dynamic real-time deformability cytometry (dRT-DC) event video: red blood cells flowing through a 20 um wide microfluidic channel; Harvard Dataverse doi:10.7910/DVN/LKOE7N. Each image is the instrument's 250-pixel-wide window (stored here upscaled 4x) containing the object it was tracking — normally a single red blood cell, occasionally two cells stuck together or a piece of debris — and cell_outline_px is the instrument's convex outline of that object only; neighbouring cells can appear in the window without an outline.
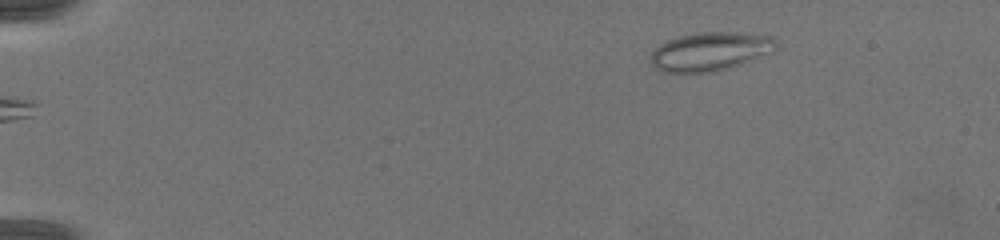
{"species": "common noctule bat (a hibernating species)", "species_latin": "Nyctalus noctula", "temperature_condition": "warm", "stored_images_in_passage": 36, "camera_frame_rate_fps": 3000, "um_per_image_px": 0.085, "animal": {"sex": "female", "body_mass_g": 19.5, "forearm_length_mm": 54.1}, "frame": {"image": 1, "passage_image": 2, "time_ms": 0.333, "image_size_px": [1000, 240], "cell_outline_px": [[776, 44], [740, 64], [712, 72], [664, 72], [656, 68], [652, 64], [652, 52], [660, 44], [668, 40], [680, 36], [696, 32], [740, 32], [772, 36]], "centroid_in_image_um": [60.24, 4.35], "position_along_channel_um": 24.8, "area_um2": 27.11}}
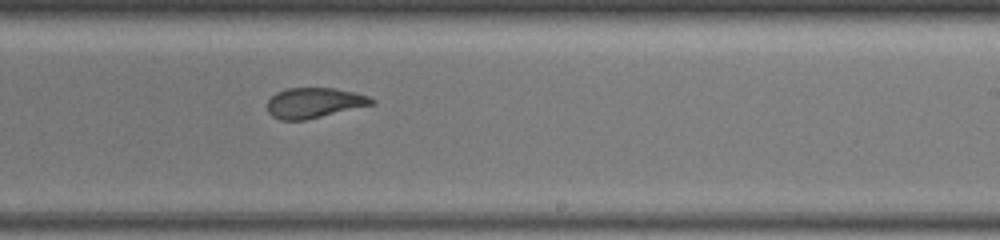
{"frame": {"image": 2, "passage_image": 25, "time_ms": 8.667, "image_size_px": [1000, 240], "cell_outline_px": [[376, 104], [304, 120], [280, 120], [272, 116], [268, 112], [268, 100], [276, 92], [288, 88], [336, 88], [368, 96], [376, 100]], "centroid_in_image_um": [26.72, 8.74], "position_along_channel_um": 262.3, "area_um2": 18.38}}
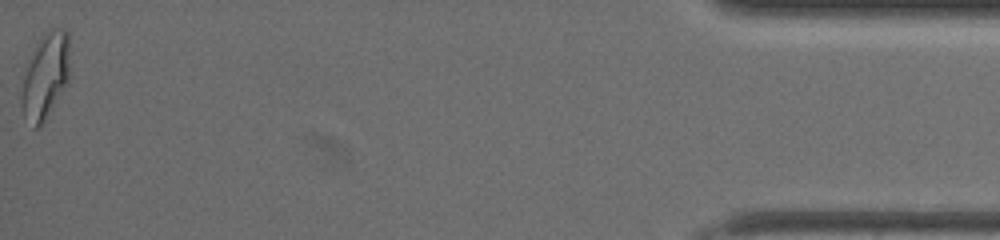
{"frame": {"image": 3, "passage_image": 36, "time_ms": 14.667, "image_size_px": [1000, 240], "cell_outline_px": [[68, 84], [44, 120], [36, 128], [32, 128], [24, 116], [20, 104], [20, 96], [24, 76], [32, 56], [44, 32], [48, 28], [60, 28], [68, 32]], "centroid_in_image_um": [3.86, 6.49], "position_along_channel_um": 431.3, "area_um2": 23.64}, "authors_computed_cell_mechanics": {"area_um2": 20.3456, "velocity_mm_per_s": 4.2184, "shape_relaxation_time_tau1_ms": 8.8535, "shape_relaxation_time_tau2_ms": 0.9725, "deformation_change_tau1": 0.2186, "deformation_change_tau2": 0.0798}}